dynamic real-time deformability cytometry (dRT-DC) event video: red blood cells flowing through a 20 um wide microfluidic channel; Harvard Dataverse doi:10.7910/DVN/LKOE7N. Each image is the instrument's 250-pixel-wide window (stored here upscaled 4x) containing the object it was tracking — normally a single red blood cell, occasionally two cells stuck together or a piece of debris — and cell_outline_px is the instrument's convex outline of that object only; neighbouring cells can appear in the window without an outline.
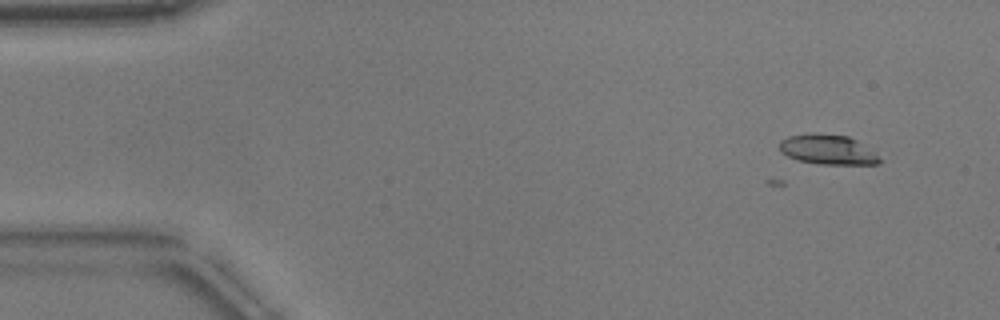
{"species": "common noctule bat (a hibernating species)", "species_latin": "Nyctalus noctula", "temperature_condition": "warm", "stored_images_in_passage": 4, "camera_frame_rate_fps": 3000, "um_per_image_px": 0.085, "animal": {"sex": "male", "body_mass_g": 17.9}, "frame": {"image": 1, "passage_image": 4, "time_ms": 1.0, "image_size_px": [1000, 320], "cell_outline_px": [[880, 160], [876, 164], [820, 164], [796, 160], [780, 152], [780, 140], [788, 136], [848, 136], [856, 140], [872, 152]], "centroid_in_image_um": [70.31, 12.77], "position_along_channel_um": 14.7, "area_um2": 16.36}}